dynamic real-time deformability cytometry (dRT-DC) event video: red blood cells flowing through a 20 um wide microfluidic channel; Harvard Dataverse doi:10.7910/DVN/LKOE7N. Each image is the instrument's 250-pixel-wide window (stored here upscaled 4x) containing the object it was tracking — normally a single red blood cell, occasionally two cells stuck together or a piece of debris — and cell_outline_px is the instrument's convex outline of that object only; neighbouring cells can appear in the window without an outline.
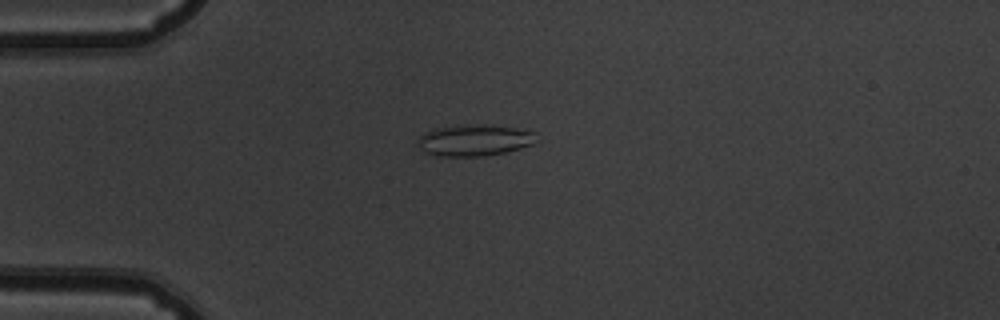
{"species": "common noctule bat (a hibernating species)", "species_latin": "Nyctalus noctula", "temperature_condition": "warm", "stored_images_in_passage": 53, "camera_frame_rate_fps": 3000, "um_per_image_px": 0.085, "animal": {"sex": "male", "body_mass_g": 19.5, "forearm_length_mm": 54.6}, "frame": {"image": 1, "passage_image": 14, "time_ms": 4.333, "image_size_px": [1000, 320], "cell_outline_px": [[540, 140], [532, 144], [520, 148], [504, 152], [484, 156], [436, 156], [424, 152], [420, 148], [416, 140], [424, 132], [436, 128], [460, 124], [484, 124], [516, 128], [536, 132]], "centroid_in_image_um": [40.33, 11.91], "position_along_channel_um": 44.7, "area_um2": 22.08}}
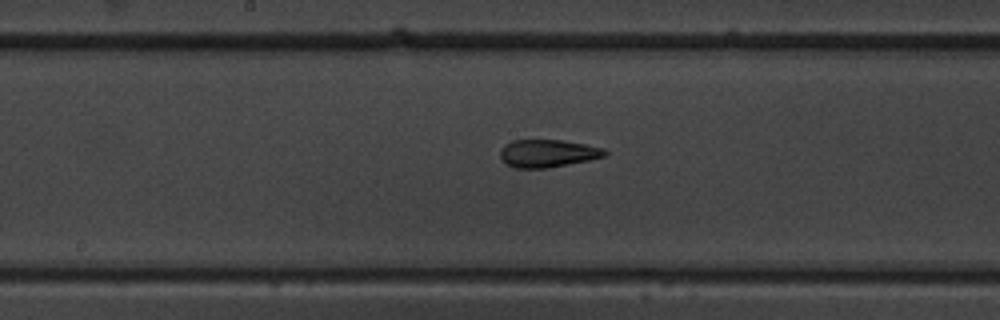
{"frame": {"image": 2, "passage_image": 28, "time_ms": 9.0, "image_size_px": [1000, 320], "cell_outline_px": [[608, 152], [604, 156], [588, 160], [548, 168], [516, 168], [508, 164], [500, 156], [500, 148], [504, 144], [512, 140], [564, 140], [604, 148]], "centroid_in_image_um": [46.54, 13.02], "position_along_channel_um": 201.7, "area_um2": 16.82}}
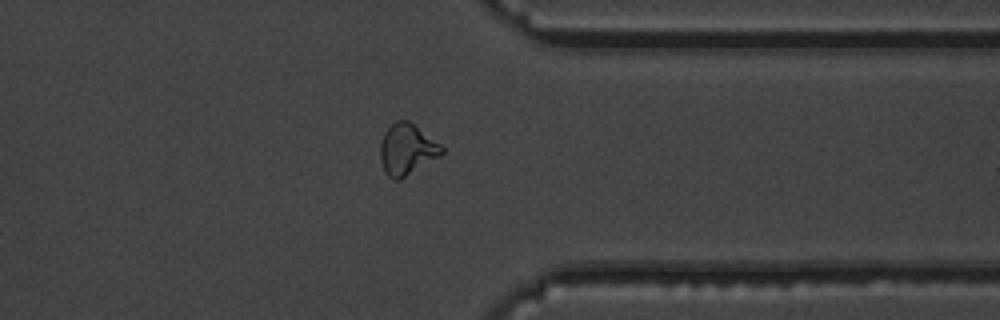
{"frame": {"image": 3, "passage_image": 42, "time_ms": 13.667, "image_size_px": [1000, 320], "cell_outline_px": [[444, 152], [440, 156], [400, 180], [392, 180], [384, 172], [380, 160], [380, 144], [384, 132], [396, 120], [408, 120], [440, 144], [444, 148]], "centroid_in_image_um": [34.57, 12.72], "position_along_channel_um": 376.8, "area_um2": 18.32}, "authors_computed_cell_mechanics": {"area_um2": 18.9006, "velocity_mm_per_s": 3.8441, "shape_relaxation_time_tau1_ms": 10.4089, "shape_relaxation_time_tau2_ms": 1.4886, "deformation_change_tau1": 0.2206, "deformation_change_tau2": 0.0816}}